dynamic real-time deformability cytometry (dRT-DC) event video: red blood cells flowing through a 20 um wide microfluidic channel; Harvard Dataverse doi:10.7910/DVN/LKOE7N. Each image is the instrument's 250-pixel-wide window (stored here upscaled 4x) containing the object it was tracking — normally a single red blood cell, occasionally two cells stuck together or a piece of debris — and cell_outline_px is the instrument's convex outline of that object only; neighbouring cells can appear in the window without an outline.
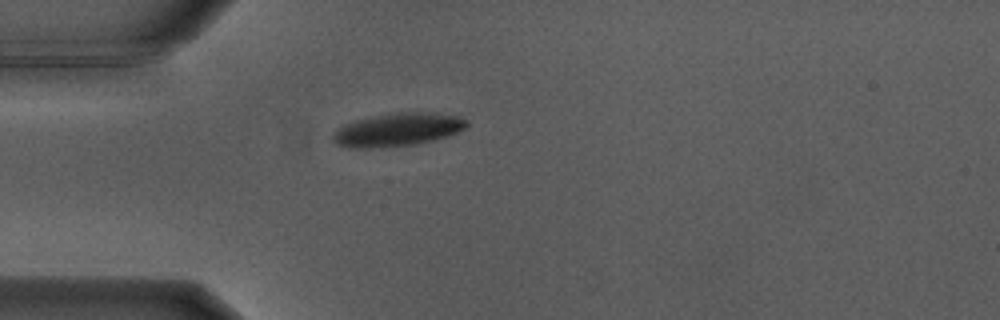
{"species": "Egyptian fruit bat (a non-hibernating species)", "species_latin": "Rousettus aegyptiacus", "temperature_condition": "warm", "stored_images_in_passage": 40, "camera_frame_rate_fps": 3000, "um_per_image_px": 0.085, "animal": {"sex": "male"}, "frame": {"image": 1, "passage_image": 1, "time_ms": 0.0, "image_size_px": [1000, 320], "cell_outline_px": [[468, 124], [464, 128], [448, 136], [432, 140], [412, 144], [364, 148], [352, 148], [336, 144], [332, 140], [332, 132], [344, 124], [368, 116], [396, 112], [432, 112], [456, 116], [468, 120]], "centroid_in_image_um": [33.75, 11.0], "position_along_channel_um": 51.2, "area_um2": 25.72}}
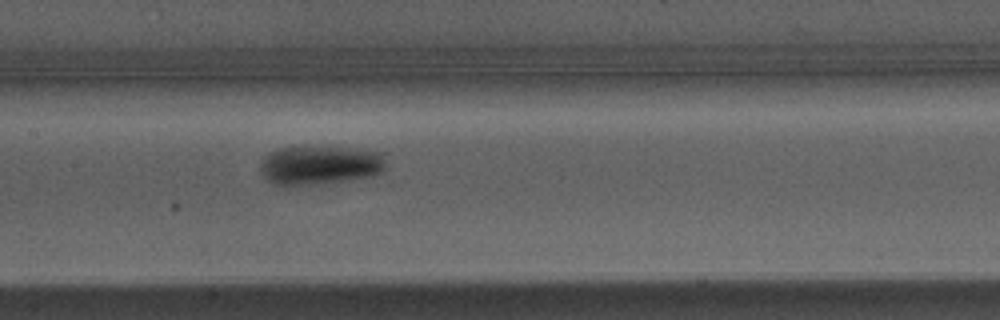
{"frame": {"image": 2, "passage_image": 12, "time_ms": 3.667, "image_size_px": [1000, 320], "cell_outline_px": [[384, 168], [380, 172], [368, 176], [344, 180], [316, 184], [272, 184], [260, 172], [260, 160], [268, 152], [292, 144], [308, 144], [384, 152]], "centroid_in_image_um": [27.11, 13.96], "position_along_channel_um": 180.3, "area_um2": 29.02}}
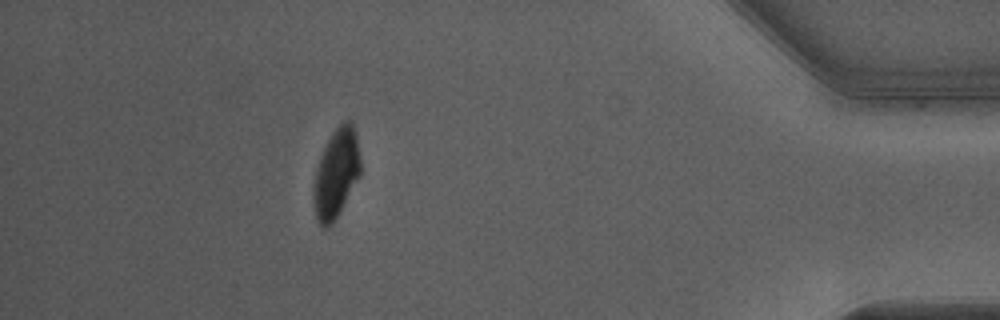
{"frame": {"image": 3, "passage_image": 34, "time_ms": 11.0, "image_size_px": [1000, 320], "cell_outline_px": [[360, 176], [332, 224], [328, 228], [324, 228], [320, 224], [316, 216], [312, 204], [312, 192], [316, 168], [320, 156], [332, 132], [344, 120], [352, 120], [356, 136], [360, 160]], "centroid_in_image_um": [28.55, 14.74], "position_along_channel_um": 406.6, "area_um2": 24.33}, "authors_computed_cell_mechanics": {"area_um2": 27.4261, "velocity_mm_per_s": 3.8149, "shape_relaxation_time_tau1_ms": 2.2176, "shape_relaxation_time_tau2_ms": null, "deformation_change_tau1": 0.1774, "deformation_change_tau2": null}}